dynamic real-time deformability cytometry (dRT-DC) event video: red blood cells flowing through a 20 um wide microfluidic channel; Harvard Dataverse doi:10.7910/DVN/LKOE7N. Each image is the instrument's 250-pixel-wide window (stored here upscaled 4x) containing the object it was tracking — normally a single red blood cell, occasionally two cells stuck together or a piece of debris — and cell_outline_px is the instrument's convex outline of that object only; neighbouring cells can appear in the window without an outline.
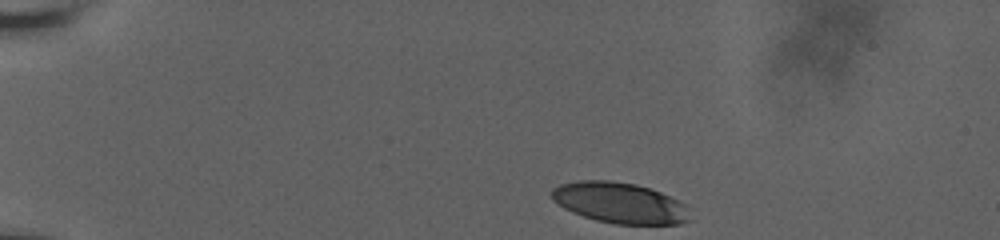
{"species": "human", "species_latin": "Homo sapiens", "temperature_condition": "room temperature", "stored_images_in_passage": 12, "camera_frame_rate_fps": 3000, "um_per_image_px": 0.085, "donor": {"sex": "male"}, "frame": {"image": 1, "passage_image": 1, "time_ms": 0.0, "image_size_px": [1000, 240], "cell_outline_px": [[692, 220], [680, 224], [616, 224], [596, 220], [572, 212], [564, 208], [552, 200], [552, 188], [560, 184], [576, 180], [608, 180], [636, 184], [660, 192], [680, 200], [684, 204]], "centroid_in_image_um": [52.68, 17.24], "position_along_channel_um": 32.3, "area_um2": 32.95}}
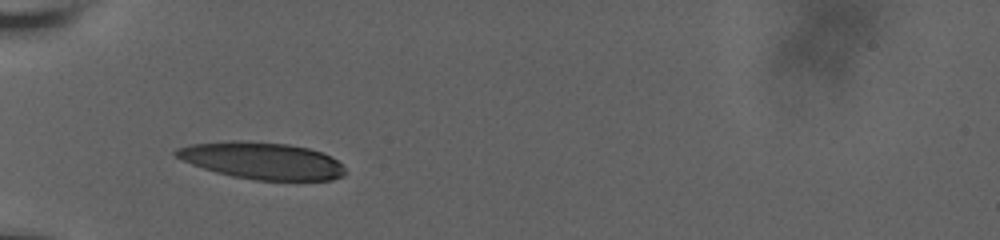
{"frame": {"image": 2, "passage_image": 11, "time_ms": 3.0, "image_size_px": [1000, 240], "cell_outline_px": [[348, 172], [344, 176], [332, 180], [256, 180], [232, 176], [216, 172], [192, 164], [176, 156], [172, 152], [176, 148], [192, 144], [232, 140], [240, 140], [288, 144], [308, 148], [332, 156], [344, 164]], "centroid_in_image_um": [22.33, 13.66], "position_along_channel_um": 62.7, "area_um2": 36.59}}